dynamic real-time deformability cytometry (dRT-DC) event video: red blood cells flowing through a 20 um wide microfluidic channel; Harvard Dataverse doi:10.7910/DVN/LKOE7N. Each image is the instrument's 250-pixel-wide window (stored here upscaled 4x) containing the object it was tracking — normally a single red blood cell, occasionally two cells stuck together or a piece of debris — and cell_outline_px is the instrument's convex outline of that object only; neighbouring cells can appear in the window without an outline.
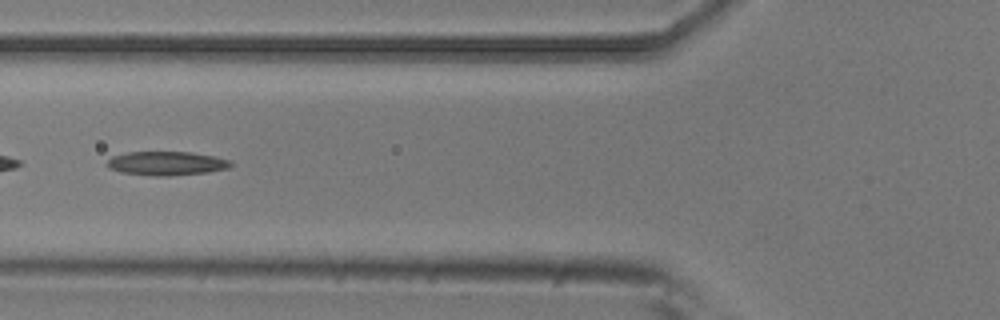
{"species": "common noctule bat (a hibernating species)", "species_latin": "Nyctalus noctula", "temperature_condition": "room temperature", "stored_images_in_passage": 8, "camera_frame_rate_fps": 3000, "um_per_image_px": 0.085, "animal": {"sex": "male", "body_mass_g": 20.5, "forearm_length_mm": 52.5}, "frame": {"image": 1, "passage_image": 5, "time_ms": 1.333, "image_size_px": [1000, 320], "cell_outline_px": [[232, 164], [228, 168], [208, 172], [168, 176], [156, 176], [120, 172], [108, 168], [104, 164], [112, 156], [128, 152], [188, 152], [212, 156], [228, 160]], "centroid_in_image_um": [14.08, 13.89], "position_along_channel_um": 111.7, "area_um2": 17.11}}
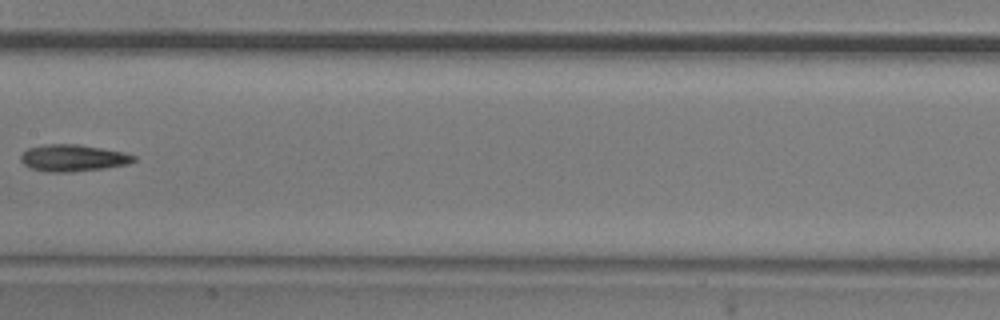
{"frame": {"image": 2, "passage_image": 7, "time_ms": 2.0, "image_size_px": [1000, 320], "cell_outline_px": [[136, 160], [128, 164], [104, 168], [72, 172], [44, 172], [32, 168], [24, 164], [20, 160], [20, 156], [28, 148], [44, 144], [76, 144], [124, 152], [136, 156]], "centroid_in_image_um": [6.2, 13.43], "position_along_channel_um": 201.2, "area_um2": 17.63}}
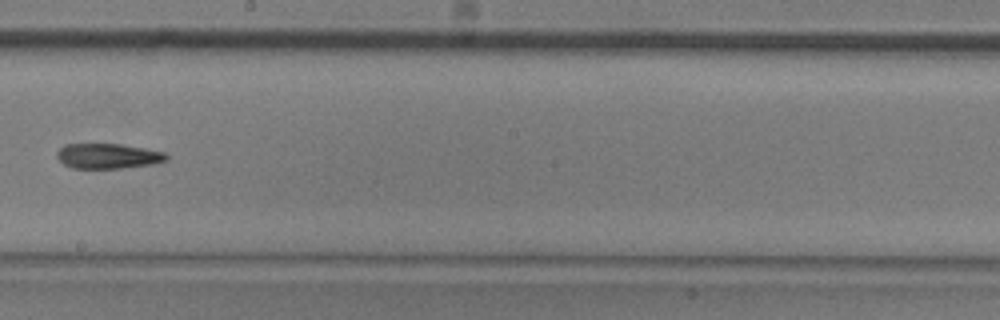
{"frame": {"image": 3, "passage_image": 8, "time_ms": 2.333, "image_size_px": [1000, 320], "cell_outline_px": [[168, 160], [152, 164], [124, 168], [72, 168], [64, 164], [56, 156], [56, 152], [64, 144], [120, 144], [144, 148], [164, 152], [168, 156]], "centroid_in_image_um": [9.17, 13.26], "position_along_channel_um": 239.0, "area_um2": 16.01}}